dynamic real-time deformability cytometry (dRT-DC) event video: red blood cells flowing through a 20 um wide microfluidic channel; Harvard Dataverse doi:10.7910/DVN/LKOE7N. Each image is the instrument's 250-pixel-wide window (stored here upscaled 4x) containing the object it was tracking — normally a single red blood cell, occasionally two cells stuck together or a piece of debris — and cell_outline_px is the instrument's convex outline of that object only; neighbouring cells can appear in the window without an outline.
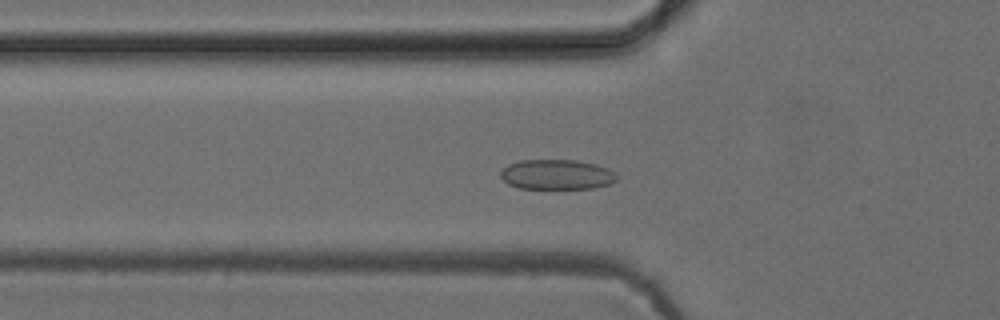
{"species": "common noctule bat (a hibernating species)", "species_latin": "Nyctalus noctula", "temperature_condition": "cold", "stored_images_in_passage": 53, "camera_frame_rate_fps": 3000, "um_per_image_px": 0.085, "animal": {"sex": "female", "body_mass_g": 24.6, "forearm_length_mm": 56.2}, "frame": {"image": 1, "passage_image": 18, "time_ms": 5.667, "image_size_px": [1000, 320], "cell_outline_px": [[616, 180], [608, 184], [592, 188], [520, 188], [508, 184], [500, 176], [500, 172], [508, 164], [520, 160], [576, 160], [596, 164], [608, 168], [616, 172]], "centroid_in_image_um": [47.32, 14.82], "position_along_channel_um": 78.5, "area_um2": 20.23}}
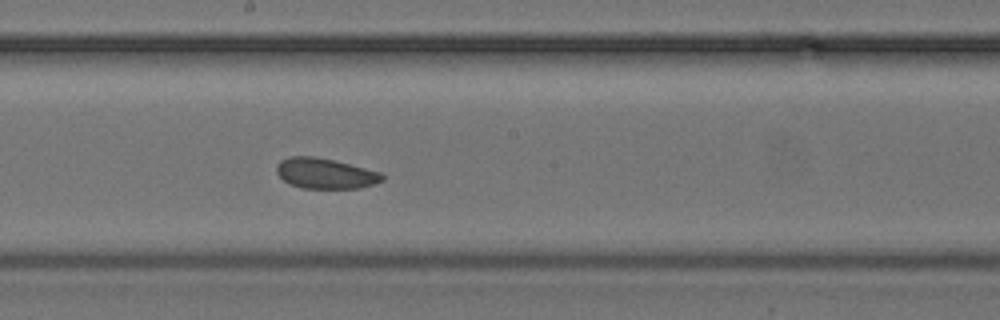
{"frame": {"image": 2, "passage_image": 29, "time_ms": 9.333, "image_size_px": [1000, 320], "cell_outline_px": [[384, 180], [360, 188], [300, 188], [288, 184], [276, 172], [276, 164], [280, 160], [288, 156], [316, 156], [380, 172], [384, 176]], "centroid_in_image_um": [27.59, 14.74], "position_along_channel_um": 220.6, "area_um2": 18.73}}
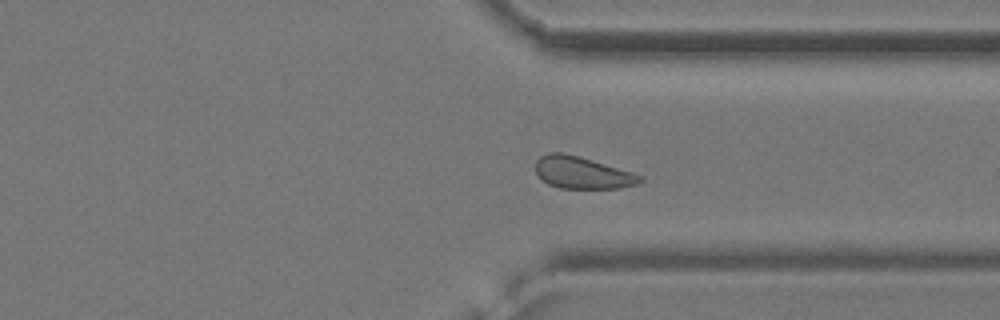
{"frame": {"image": 3, "passage_image": 40, "time_ms": 13.0, "image_size_px": [1000, 320], "cell_outline_px": [[644, 180], [636, 184], [620, 188], [560, 188], [548, 184], [536, 172], [536, 160], [540, 156], [548, 152], [564, 152], [592, 160], [632, 172], [644, 176]], "centroid_in_image_um": [49.49, 14.67], "position_along_channel_um": 361.9, "area_um2": 19.42}, "authors_computed_cell_mechanics": {"area_um2": 19.8832, "velocity_mm_per_s": 3.866, "shape_relaxation_time_tau1_ms": 4.7847, "shape_relaxation_time_tau2_ms": 3.4796, "deformation_change_tau1": 0.0524, "deformation_change_tau2": 0.072}}